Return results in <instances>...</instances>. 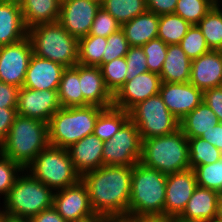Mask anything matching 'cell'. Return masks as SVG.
<instances>
[{"mask_svg": "<svg viewBox=\"0 0 222 222\" xmlns=\"http://www.w3.org/2000/svg\"><path fill=\"white\" fill-rule=\"evenodd\" d=\"M133 166L108 165L81 176L98 217L128 215Z\"/></svg>", "mask_w": 222, "mask_h": 222, "instance_id": "cell-1", "label": "cell"}, {"mask_svg": "<svg viewBox=\"0 0 222 222\" xmlns=\"http://www.w3.org/2000/svg\"><path fill=\"white\" fill-rule=\"evenodd\" d=\"M48 145V123L17 115L0 145V153L25 170Z\"/></svg>", "mask_w": 222, "mask_h": 222, "instance_id": "cell-2", "label": "cell"}, {"mask_svg": "<svg viewBox=\"0 0 222 222\" xmlns=\"http://www.w3.org/2000/svg\"><path fill=\"white\" fill-rule=\"evenodd\" d=\"M167 175L140 162L133 165L128 215L164 216Z\"/></svg>", "mask_w": 222, "mask_h": 222, "instance_id": "cell-3", "label": "cell"}, {"mask_svg": "<svg viewBox=\"0 0 222 222\" xmlns=\"http://www.w3.org/2000/svg\"><path fill=\"white\" fill-rule=\"evenodd\" d=\"M104 109L96 105L61 107L48 122L49 145L67 149L93 134L98 115Z\"/></svg>", "mask_w": 222, "mask_h": 222, "instance_id": "cell-4", "label": "cell"}, {"mask_svg": "<svg viewBox=\"0 0 222 222\" xmlns=\"http://www.w3.org/2000/svg\"><path fill=\"white\" fill-rule=\"evenodd\" d=\"M139 162L166 175L189 169L187 136L178 129L169 135L142 140Z\"/></svg>", "mask_w": 222, "mask_h": 222, "instance_id": "cell-5", "label": "cell"}, {"mask_svg": "<svg viewBox=\"0 0 222 222\" xmlns=\"http://www.w3.org/2000/svg\"><path fill=\"white\" fill-rule=\"evenodd\" d=\"M33 54L74 67L78 64L79 40L71 36L59 22L42 23L28 29Z\"/></svg>", "mask_w": 222, "mask_h": 222, "instance_id": "cell-6", "label": "cell"}, {"mask_svg": "<svg viewBox=\"0 0 222 222\" xmlns=\"http://www.w3.org/2000/svg\"><path fill=\"white\" fill-rule=\"evenodd\" d=\"M54 191L24 170L16 179L2 207L10 217L29 220L53 206Z\"/></svg>", "mask_w": 222, "mask_h": 222, "instance_id": "cell-7", "label": "cell"}, {"mask_svg": "<svg viewBox=\"0 0 222 222\" xmlns=\"http://www.w3.org/2000/svg\"><path fill=\"white\" fill-rule=\"evenodd\" d=\"M25 170L53 191L72 186L81 179L68 150L51 145L43 149Z\"/></svg>", "mask_w": 222, "mask_h": 222, "instance_id": "cell-8", "label": "cell"}, {"mask_svg": "<svg viewBox=\"0 0 222 222\" xmlns=\"http://www.w3.org/2000/svg\"><path fill=\"white\" fill-rule=\"evenodd\" d=\"M128 112L141 140L169 135L179 129V120L168 110L159 94L137 103Z\"/></svg>", "mask_w": 222, "mask_h": 222, "instance_id": "cell-9", "label": "cell"}, {"mask_svg": "<svg viewBox=\"0 0 222 222\" xmlns=\"http://www.w3.org/2000/svg\"><path fill=\"white\" fill-rule=\"evenodd\" d=\"M142 140L137 126L129 118L103 145V166H133L141 158Z\"/></svg>", "mask_w": 222, "mask_h": 222, "instance_id": "cell-10", "label": "cell"}, {"mask_svg": "<svg viewBox=\"0 0 222 222\" xmlns=\"http://www.w3.org/2000/svg\"><path fill=\"white\" fill-rule=\"evenodd\" d=\"M53 207L67 222H90L98 218L81 179L72 186L54 191Z\"/></svg>", "mask_w": 222, "mask_h": 222, "instance_id": "cell-11", "label": "cell"}, {"mask_svg": "<svg viewBox=\"0 0 222 222\" xmlns=\"http://www.w3.org/2000/svg\"><path fill=\"white\" fill-rule=\"evenodd\" d=\"M32 55L28 35L18 42L0 46V81L22 88Z\"/></svg>", "mask_w": 222, "mask_h": 222, "instance_id": "cell-12", "label": "cell"}, {"mask_svg": "<svg viewBox=\"0 0 222 222\" xmlns=\"http://www.w3.org/2000/svg\"><path fill=\"white\" fill-rule=\"evenodd\" d=\"M100 4L90 0H62L59 23L78 40L90 33Z\"/></svg>", "mask_w": 222, "mask_h": 222, "instance_id": "cell-13", "label": "cell"}, {"mask_svg": "<svg viewBox=\"0 0 222 222\" xmlns=\"http://www.w3.org/2000/svg\"><path fill=\"white\" fill-rule=\"evenodd\" d=\"M197 187L193 169H186L167 175L164 216L179 217Z\"/></svg>", "mask_w": 222, "mask_h": 222, "instance_id": "cell-14", "label": "cell"}, {"mask_svg": "<svg viewBox=\"0 0 222 222\" xmlns=\"http://www.w3.org/2000/svg\"><path fill=\"white\" fill-rule=\"evenodd\" d=\"M160 75L150 71L141 73L126 82L113 95V106L129 111L137 103L159 94Z\"/></svg>", "mask_w": 222, "mask_h": 222, "instance_id": "cell-15", "label": "cell"}, {"mask_svg": "<svg viewBox=\"0 0 222 222\" xmlns=\"http://www.w3.org/2000/svg\"><path fill=\"white\" fill-rule=\"evenodd\" d=\"M61 108L57 90H36L20 88L17 114L48 123L54 113Z\"/></svg>", "mask_w": 222, "mask_h": 222, "instance_id": "cell-16", "label": "cell"}, {"mask_svg": "<svg viewBox=\"0 0 222 222\" xmlns=\"http://www.w3.org/2000/svg\"><path fill=\"white\" fill-rule=\"evenodd\" d=\"M159 95L168 110L181 121L203 101V91L190 82H161Z\"/></svg>", "mask_w": 222, "mask_h": 222, "instance_id": "cell-17", "label": "cell"}, {"mask_svg": "<svg viewBox=\"0 0 222 222\" xmlns=\"http://www.w3.org/2000/svg\"><path fill=\"white\" fill-rule=\"evenodd\" d=\"M189 82L202 91L222 86V51L211 50L192 60Z\"/></svg>", "mask_w": 222, "mask_h": 222, "instance_id": "cell-18", "label": "cell"}, {"mask_svg": "<svg viewBox=\"0 0 222 222\" xmlns=\"http://www.w3.org/2000/svg\"><path fill=\"white\" fill-rule=\"evenodd\" d=\"M64 67L62 64L32 55L23 87L36 90H58Z\"/></svg>", "mask_w": 222, "mask_h": 222, "instance_id": "cell-19", "label": "cell"}, {"mask_svg": "<svg viewBox=\"0 0 222 222\" xmlns=\"http://www.w3.org/2000/svg\"><path fill=\"white\" fill-rule=\"evenodd\" d=\"M79 81L84 97V106L101 108L113 106V94L106 87L100 67L79 64Z\"/></svg>", "mask_w": 222, "mask_h": 222, "instance_id": "cell-20", "label": "cell"}, {"mask_svg": "<svg viewBox=\"0 0 222 222\" xmlns=\"http://www.w3.org/2000/svg\"><path fill=\"white\" fill-rule=\"evenodd\" d=\"M103 145L102 140L90 134L67 148L73 166L80 176L103 166Z\"/></svg>", "mask_w": 222, "mask_h": 222, "instance_id": "cell-21", "label": "cell"}, {"mask_svg": "<svg viewBox=\"0 0 222 222\" xmlns=\"http://www.w3.org/2000/svg\"><path fill=\"white\" fill-rule=\"evenodd\" d=\"M28 35L19 0L0 3V46L20 41Z\"/></svg>", "mask_w": 222, "mask_h": 222, "instance_id": "cell-22", "label": "cell"}, {"mask_svg": "<svg viewBox=\"0 0 222 222\" xmlns=\"http://www.w3.org/2000/svg\"><path fill=\"white\" fill-rule=\"evenodd\" d=\"M219 192L197 186L179 218L197 221H215Z\"/></svg>", "mask_w": 222, "mask_h": 222, "instance_id": "cell-23", "label": "cell"}, {"mask_svg": "<svg viewBox=\"0 0 222 222\" xmlns=\"http://www.w3.org/2000/svg\"><path fill=\"white\" fill-rule=\"evenodd\" d=\"M159 16L146 11L126 22L121 29L124 31L130 46H143L152 39L158 38Z\"/></svg>", "mask_w": 222, "mask_h": 222, "instance_id": "cell-24", "label": "cell"}, {"mask_svg": "<svg viewBox=\"0 0 222 222\" xmlns=\"http://www.w3.org/2000/svg\"><path fill=\"white\" fill-rule=\"evenodd\" d=\"M191 59L179 44H169L160 73L161 82L187 83L190 80Z\"/></svg>", "mask_w": 222, "mask_h": 222, "instance_id": "cell-25", "label": "cell"}, {"mask_svg": "<svg viewBox=\"0 0 222 222\" xmlns=\"http://www.w3.org/2000/svg\"><path fill=\"white\" fill-rule=\"evenodd\" d=\"M25 26L59 21L61 0H19Z\"/></svg>", "mask_w": 222, "mask_h": 222, "instance_id": "cell-26", "label": "cell"}, {"mask_svg": "<svg viewBox=\"0 0 222 222\" xmlns=\"http://www.w3.org/2000/svg\"><path fill=\"white\" fill-rule=\"evenodd\" d=\"M218 123L219 120L213 110L202 101L179 121V129L187 138H195L200 137L205 131H210Z\"/></svg>", "mask_w": 222, "mask_h": 222, "instance_id": "cell-27", "label": "cell"}, {"mask_svg": "<svg viewBox=\"0 0 222 222\" xmlns=\"http://www.w3.org/2000/svg\"><path fill=\"white\" fill-rule=\"evenodd\" d=\"M58 100L61 107L84 106V97L79 81V64L63 70L58 87Z\"/></svg>", "mask_w": 222, "mask_h": 222, "instance_id": "cell-28", "label": "cell"}, {"mask_svg": "<svg viewBox=\"0 0 222 222\" xmlns=\"http://www.w3.org/2000/svg\"><path fill=\"white\" fill-rule=\"evenodd\" d=\"M129 119V112L114 106L105 108L95 123L93 134L103 142L108 141Z\"/></svg>", "mask_w": 222, "mask_h": 222, "instance_id": "cell-29", "label": "cell"}, {"mask_svg": "<svg viewBox=\"0 0 222 222\" xmlns=\"http://www.w3.org/2000/svg\"><path fill=\"white\" fill-rule=\"evenodd\" d=\"M210 50L222 51V4H215L197 24Z\"/></svg>", "mask_w": 222, "mask_h": 222, "instance_id": "cell-30", "label": "cell"}, {"mask_svg": "<svg viewBox=\"0 0 222 222\" xmlns=\"http://www.w3.org/2000/svg\"><path fill=\"white\" fill-rule=\"evenodd\" d=\"M107 45V38L87 35L79 39L78 64L102 66V56Z\"/></svg>", "mask_w": 222, "mask_h": 222, "instance_id": "cell-31", "label": "cell"}, {"mask_svg": "<svg viewBox=\"0 0 222 222\" xmlns=\"http://www.w3.org/2000/svg\"><path fill=\"white\" fill-rule=\"evenodd\" d=\"M191 24L177 14H165L159 16L158 38L167 45L179 44L186 35Z\"/></svg>", "mask_w": 222, "mask_h": 222, "instance_id": "cell-32", "label": "cell"}, {"mask_svg": "<svg viewBox=\"0 0 222 222\" xmlns=\"http://www.w3.org/2000/svg\"><path fill=\"white\" fill-rule=\"evenodd\" d=\"M189 168L212 164L222 159V152L200 137L188 138Z\"/></svg>", "mask_w": 222, "mask_h": 222, "instance_id": "cell-33", "label": "cell"}, {"mask_svg": "<svg viewBox=\"0 0 222 222\" xmlns=\"http://www.w3.org/2000/svg\"><path fill=\"white\" fill-rule=\"evenodd\" d=\"M101 7L121 25L147 11L145 0H104Z\"/></svg>", "mask_w": 222, "mask_h": 222, "instance_id": "cell-34", "label": "cell"}, {"mask_svg": "<svg viewBox=\"0 0 222 222\" xmlns=\"http://www.w3.org/2000/svg\"><path fill=\"white\" fill-rule=\"evenodd\" d=\"M215 4L213 0H178L174 14L197 25Z\"/></svg>", "mask_w": 222, "mask_h": 222, "instance_id": "cell-35", "label": "cell"}, {"mask_svg": "<svg viewBox=\"0 0 222 222\" xmlns=\"http://www.w3.org/2000/svg\"><path fill=\"white\" fill-rule=\"evenodd\" d=\"M100 69L106 87L114 95L126 82L127 63L125 57H120L112 60L111 62L105 63L100 67Z\"/></svg>", "mask_w": 222, "mask_h": 222, "instance_id": "cell-36", "label": "cell"}, {"mask_svg": "<svg viewBox=\"0 0 222 222\" xmlns=\"http://www.w3.org/2000/svg\"><path fill=\"white\" fill-rule=\"evenodd\" d=\"M193 171L197 186L222 193V159L212 164L197 166Z\"/></svg>", "mask_w": 222, "mask_h": 222, "instance_id": "cell-37", "label": "cell"}, {"mask_svg": "<svg viewBox=\"0 0 222 222\" xmlns=\"http://www.w3.org/2000/svg\"><path fill=\"white\" fill-rule=\"evenodd\" d=\"M179 45L191 60L211 51L203 33L197 25H191Z\"/></svg>", "mask_w": 222, "mask_h": 222, "instance_id": "cell-38", "label": "cell"}, {"mask_svg": "<svg viewBox=\"0 0 222 222\" xmlns=\"http://www.w3.org/2000/svg\"><path fill=\"white\" fill-rule=\"evenodd\" d=\"M146 55V63L151 73L160 75L167 54L168 45L160 38H155L141 46Z\"/></svg>", "mask_w": 222, "mask_h": 222, "instance_id": "cell-39", "label": "cell"}, {"mask_svg": "<svg viewBox=\"0 0 222 222\" xmlns=\"http://www.w3.org/2000/svg\"><path fill=\"white\" fill-rule=\"evenodd\" d=\"M23 171L24 169L19 164L0 153V198L4 200L8 196L10 189Z\"/></svg>", "mask_w": 222, "mask_h": 222, "instance_id": "cell-40", "label": "cell"}, {"mask_svg": "<svg viewBox=\"0 0 222 222\" xmlns=\"http://www.w3.org/2000/svg\"><path fill=\"white\" fill-rule=\"evenodd\" d=\"M122 25L103 7H100L93 20L90 33L88 35L102 36L107 38L116 33Z\"/></svg>", "mask_w": 222, "mask_h": 222, "instance_id": "cell-41", "label": "cell"}, {"mask_svg": "<svg viewBox=\"0 0 222 222\" xmlns=\"http://www.w3.org/2000/svg\"><path fill=\"white\" fill-rule=\"evenodd\" d=\"M129 43L122 29L107 37V45L102 56V65L114 59L125 57L129 50Z\"/></svg>", "mask_w": 222, "mask_h": 222, "instance_id": "cell-42", "label": "cell"}, {"mask_svg": "<svg viewBox=\"0 0 222 222\" xmlns=\"http://www.w3.org/2000/svg\"><path fill=\"white\" fill-rule=\"evenodd\" d=\"M125 59L127 63L126 80H131L137 75L149 71L146 63V55L142 47L130 46Z\"/></svg>", "mask_w": 222, "mask_h": 222, "instance_id": "cell-43", "label": "cell"}, {"mask_svg": "<svg viewBox=\"0 0 222 222\" xmlns=\"http://www.w3.org/2000/svg\"><path fill=\"white\" fill-rule=\"evenodd\" d=\"M19 87L0 81V108H17Z\"/></svg>", "mask_w": 222, "mask_h": 222, "instance_id": "cell-44", "label": "cell"}, {"mask_svg": "<svg viewBox=\"0 0 222 222\" xmlns=\"http://www.w3.org/2000/svg\"><path fill=\"white\" fill-rule=\"evenodd\" d=\"M203 101L213 110L222 123V86L203 91Z\"/></svg>", "mask_w": 222, "mask_h": 222, "instance_id": "cell-45", "label": "cell"}, {"mask_svg": "<svg viewBox=\"0 0 222 222\" xmlns=\"http://www.w3.org/2000/svg\"><path fill=\"white\" fill-rule=\"evenodd\" d=\"M178 0H145L147 11L158 16L174 13Z\"/></svg>", "mask_w": 222, "mask_h": 222, "instance_id": "cell-46", "label": "cell"}, {"mask_svg": "<svg viewBox=\"0 0 222 222\" xmlns=\"http://www.w3.org/2000/svg\"><path fill=\"white\" fill-rule=\"evenodd\" d=\"M17 115V108H0V145L9 133Z\"/></svg>", "mask_w": 222, "mask_h": 222, "instance_id": "cell-47", "label": "cell"}, {"mask_svg": "<svg viewBox=\"0 0 222 222\" xmlns=\"http://www.w3.org/2000/svg\"><path fill=\"white\" fill-rule=\"evenodd\" d=\"M29 222H67L52 206L28 220Z\"/></svg>", "mask_w": 222, "mask_h": 222, "instance_id": "cell-48", "label": "cell"}, {"mask_svg": "<svg viewBox=\"0 0 222 222\" xmlns=\"http://www.w3.org/2000/svg\"><path fill=\"white\" fill-rule=\"evenodd\" d=\"M200 138L207 140L222 152V123L219 122L210 131L203 132Z\"/></svg>", "mask_w": 222, "mask_h": 222, "instance_id": "cell-49", "label": "cell"}, {"mask_svg": "<svg viewBox=\"0 0 222 222\" xmlns=\"http://www.w3.org/2000/svg\"><path fill=\"white\" fill-rule=\"evenodd\" d=\"M103 222H139V218L130 215L104 216Z\"/></svg>", "mask_w": 222, "mask_h": 222, "instance_id": "cell-50", "label": "cell"}, {"mask_svg": "<svg viewBox=\"0 0 222 222\" xmlns=\"http://www.w3.org/2000/svg\"><path fill=\"white\" fill-rule=\"evenodd\" d=\"M139 222H175V217L145 216L139 217Z\"/></svg>", "mask_w": 222, "mask_h": 222, "instance_id": "cell-51", "label": "cell"}, {"mask_svg": "<svg viewBox=\"0 0 222 222\" xmlns=\"http://www.w3.org/2000/svg\"><path fill=\"white\" fill-rule=\"evenodd\" d=\"M216 222H222V193L218 196Z\"/></svg>", "mask_w": 222, "mask_h": 222, "instance_id": "cell-52", "label": "cell"}, {"mask_svg": "<svg viewBox=\"0 0 222 222\" xmlns=\"http://www.w3.org/2000/svg\"><path fill=\"white\" fill-rule=\"evenodd\" d=\"M9 214L2 208L0 207V222H6V220L9 218Z\"/></svg>", "mask_w": 222, "mask_h": 222, "instance_id": "cell-53", "label": "cell"}, {"mask_svg": "<svg viewBox=\"0 0 222 222\" xmlns=\"http://www.w3.org/2000/svg\"><path fill=\"white\" fill-rule=\"evenodd\" d=\"M6 222H29L28 220L25 219H20V218H13L9 217Z\"/></svg>", "mask_w": 222, "mask_h": 222, "instance_id": "cell-54", "label": "cell"}, {"mask_svg": "<svg viewBox=\"0 0 222 222\" xmlns=\"http://www.w3.org/2000/svg\"><path fill=\"white\" fill-rule=\"evenodd\" d=\"M175 222H205V221L186 220V219H183V218L175 217Z\"/></svg>", "mask_w": 222, "mask_h": 222, "instance_id": "cell-55", "label": "cell"}, {"mask_svg": "<svg viewBox=\"0 0 222 222\" xmlns=\"http://www.w3.org/2000/svg\"><path fill=\"white\" fill-rule=\"evenodd\" d=\"M90 222H103V217H98L95 220H92Z\"/></svg>", "mask_w": 222, "mask_h": 222, "instance_id": "cell-56", "label": "cell"}, {"mask_svg": "<svg viewBox=\"0 0 222 222\" xmlns=\"http://www.w3.org/2000/svg\"><path fill=\"white\" fill-rule=\"evenodd\" d=\"M90 1H93V2H96V3L100 4V5H102L104 0H90Z\"/></svg>", "mask_w": 222, "mask_h": 222, "instance_id": "cell-57", "label": "cell"}, {"mask_svg": "<svg viewBox=\"0 0 222 222\" xmlns=\"http://www.w3.org/2000/svg\"><path fill=\"white\" fill-rule=\"evenodd\" d=\"M216 4H222V0H213Z\"/></svg>", "mask_w": 222, "mask_h": 222, "instance_id": "cell-58", "label": "cell"}]
</instances>
